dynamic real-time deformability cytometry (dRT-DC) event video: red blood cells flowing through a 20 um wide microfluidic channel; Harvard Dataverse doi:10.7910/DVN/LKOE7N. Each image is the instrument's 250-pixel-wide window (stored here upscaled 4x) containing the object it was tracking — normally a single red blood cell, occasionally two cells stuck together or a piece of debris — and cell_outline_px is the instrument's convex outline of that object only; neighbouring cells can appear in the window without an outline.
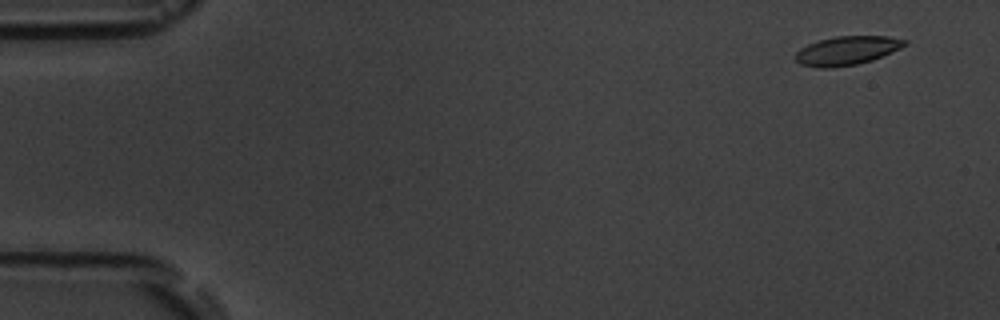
{"species": "common noctule bat (a hibernating species)", "species_latin": "Nyctalus noctula", "temperature_condition": "room temperature", "stored_images_in_passage": 4, "camera_frame_rate_fps": 3000, "um_per_image_px": 0.085, "animal": {"sex": "male", "body_mass_g": 19.5, "forearm_length_mm": 54.6}, "frame": {"image": 1, "passage_image": 1, "time_ms": 0.0, "image_size_px": [1000, 320], "cell_outline_px": [[908, 44], [900, 48], [872, 60], [856, 64], [832, 68], [816, 68], [800, 64], [792, 56], [800, 48], [808, 44], [820, 40], [836, 36], [888, 36], [908, 40]], "centroid_in_image_um": [71.96, 4.3], "position_along_channel_um": 13.0, "area_um2": 18.44}}
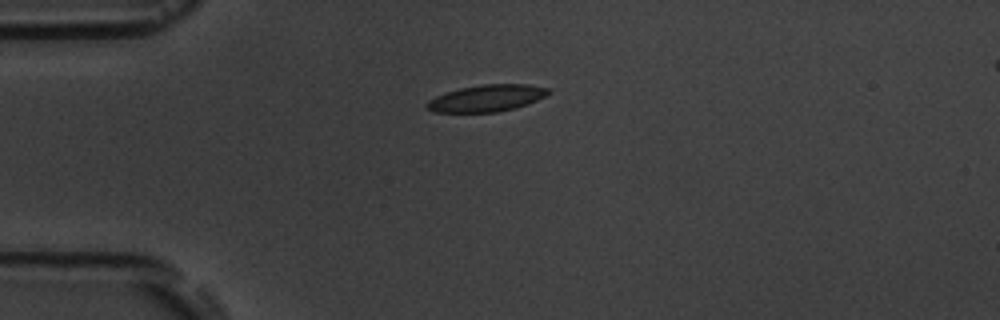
{"frame": {"image": 2, "passage_image": 4, "time_ms": 3.667, "image_size_px": [1000, 320], "cell_outline_px": [[552, 92], [528, 104], [516, 108], [496, 112], [436, 112], [428, 108], [424, 104], [428, 100], [444, 92], [460, 88], [480, 84], [528, 84], [548, 88]], "centroid_in_image_um": [41.36, 8.34], "position_along_channel_um": 43.6, "area_um2": 19.02}}